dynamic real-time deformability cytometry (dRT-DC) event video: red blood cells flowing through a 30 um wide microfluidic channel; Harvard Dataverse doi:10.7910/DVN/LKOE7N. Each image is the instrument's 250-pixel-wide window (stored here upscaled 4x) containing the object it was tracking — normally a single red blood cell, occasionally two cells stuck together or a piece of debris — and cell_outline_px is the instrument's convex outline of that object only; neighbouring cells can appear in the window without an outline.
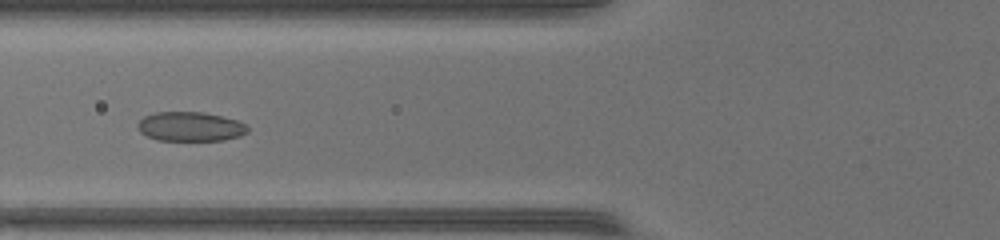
{"species": "common noctule bat (a hibernating species)", "species_latin": "Nyctalus noctula", "temperature_condition": "warm", "stored_images_in_passage": 19, "camera_frame_rate_fps": 3000, "um_per_image_px": 0.085, "animal": {"sex": "female", "body_mass_g": 17.0, "forearm_length_mm": 48.0}, "frame": {"image": 1, "passage_image": 9, "time_ms": 2.667, "image_size_px": [1000, 240], "cell_outline_px": [[248, 132], [240, 136], [224, 140], [156, 140], [140, 132], [136, 124], [144, 116], [156, 112], [204, 112], [236, 120], [244, 124], [248, 128]], "centroid_in_image_um": [16.16, 10.76], "position_along_channel_um": 109.6, "area_um2": 18.73}}
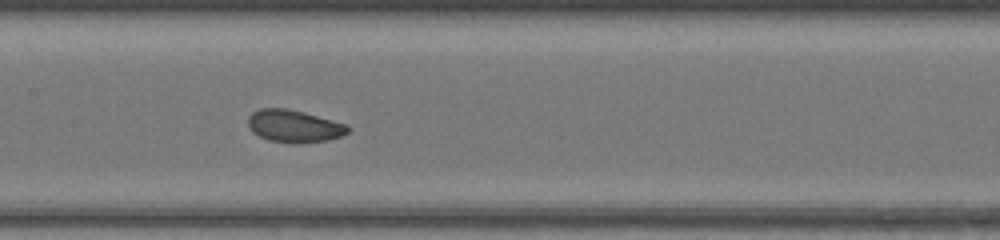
{"frame": {"image": 2, "passage_image": 14, "time_ms": 4.333, "image_size_px": [1000, 240], "cell_outline_px": [[352, 128], [348, 132], [340, 136], [328, 140], [268, 140], [252, 132], [248, 124], [248, 116], [252, 112], [260, 108], [288, 108], [304, 112], [348, 124]], "centroid_in_image_um": [25.0, 10.65], "position_along_channel_um": 182.4, "area_um2": 18.21}}